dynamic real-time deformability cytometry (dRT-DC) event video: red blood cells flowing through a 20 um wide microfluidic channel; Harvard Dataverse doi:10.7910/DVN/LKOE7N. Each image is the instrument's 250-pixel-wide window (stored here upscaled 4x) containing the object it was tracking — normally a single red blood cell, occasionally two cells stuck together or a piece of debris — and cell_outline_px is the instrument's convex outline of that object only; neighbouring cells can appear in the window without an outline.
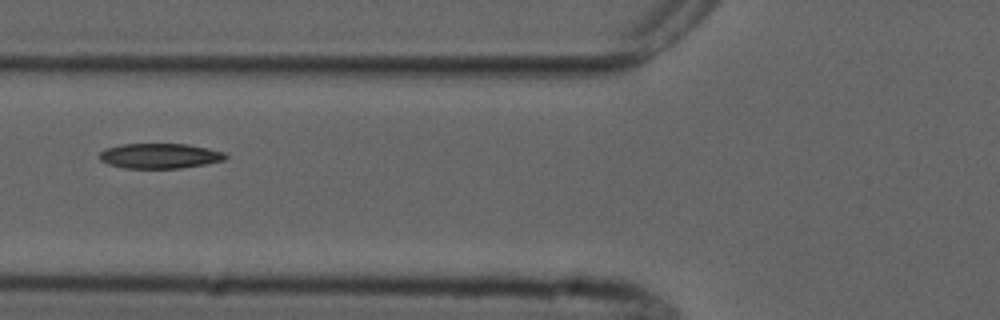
{"species": "common noctule bat (a hibernating species)", "species_latin": "Nyctalus noctula", "temperature_condition": "cold", "stored_images_in_passage": 10, "camera_frame_rate_fps": 3000, "um_per_image_px": 0.085, "animal": {"sex": "male", "forearm_length_mm": 52.5}, "frame": {"image": 1, "passage_image": 5, "time_ms": 5.667, "image_size_px": [1000, 320], "cell_outline_px": [[228, 156], [224, 160], [204, 164], [180, 168], [124, 168], [108, 164], [100, 160], [100, 152], [104, 148], [120, 144], [188, 144], [208, 148], [224, 152]], "centroid_in_image_um": [13.56, 13.24], "position_along_channel_um": 112.2, "area_um2": 18.44}}
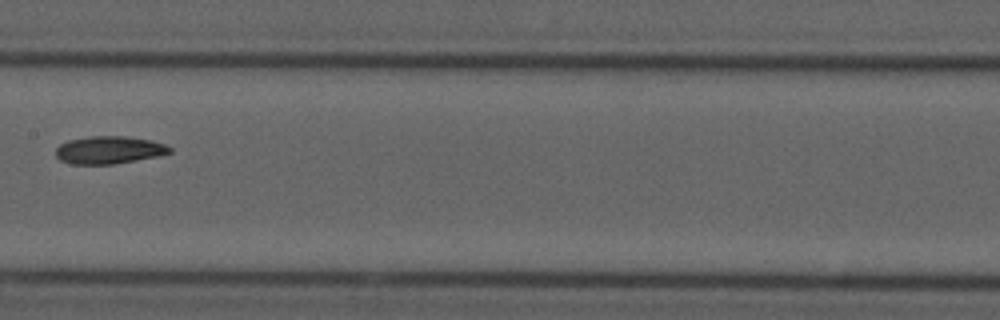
{"frame": {"image": 2, "passage_image": 7, "time_ms": 8.0, "image_size_px": [1000, 320], "cell_outline_px": [[172, 152], [160, 156], [112, 164], [72, 164], [60, 160], [56, 156], [56, 148], [60, 144], [68, 140], [88, 136], [124, 136], [152, 140], [164, 144], [172, 148]], "centroid_in_image_um": [9.28, 12.74], "position_along_channel_um": 198.1, "area_um2": 18.44}}
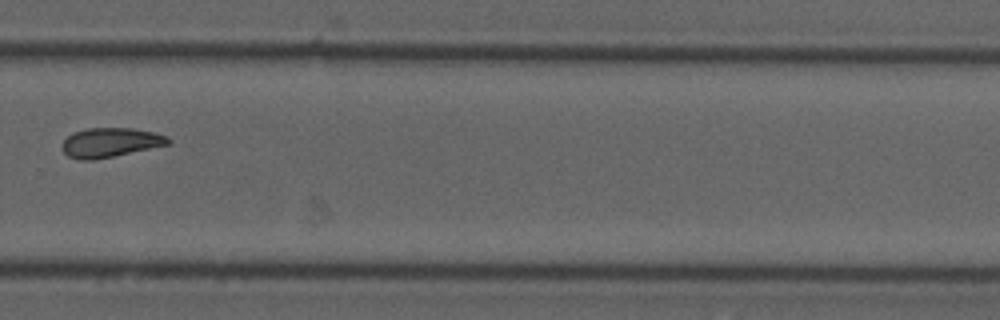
{"frame": {"image": 3, "passage_image": 10, "time_ms": 11.333, "image_size_px": [1000, 320], "cell_outline_px": [[172, 140], [168, 144], [112, 156], [92, 160], [80, 160], [68, 156], [60, 148], [60, 144], [72, 132], [88, 128], [132, 128], [156, 132], [168, 136]], "centroid_in_image_um": [9.34, 12.1], "position_along_channel_um": 320.5, "area_um2": 18.15}}